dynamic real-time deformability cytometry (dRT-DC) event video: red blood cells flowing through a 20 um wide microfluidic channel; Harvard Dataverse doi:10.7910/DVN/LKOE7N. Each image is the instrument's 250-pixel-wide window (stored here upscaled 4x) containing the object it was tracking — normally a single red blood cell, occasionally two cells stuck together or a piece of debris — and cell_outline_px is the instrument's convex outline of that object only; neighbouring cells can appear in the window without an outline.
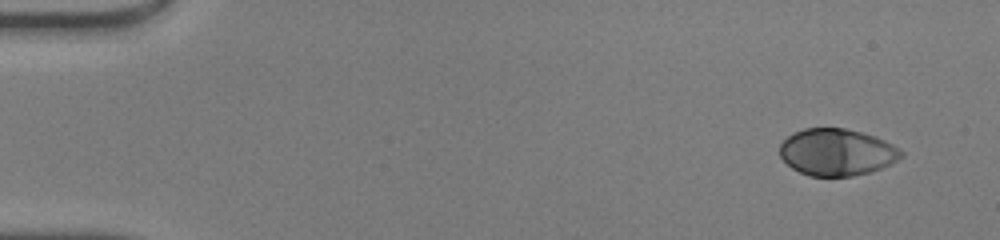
{"species": "human", "species_latin": "Homo sapiens", "temperature_condition": "warm", "stored_images_in_passage": 46, "camera_frame_rate_fps": 3000, "um_per_image_px": 0.085, "donor": {"sex": "male"}, "frame": {"image": 1, "passage_image": 1, "time_ms": 0.0, "image_size_px": [1000, 240], "cell_outline_px": [[904, 156], [880, 168], [868, 172], [852, 176], [808, 176], [792, 168], [780, 156], [780, 144], [792, 132], [804, 128], [844, 128], [876, 136], [892, 144], [904, 152]], "centroid_in_image_um": [71.11, 12.93], "position_along_channel_um": 13.9, "area_um2": 33.06}}
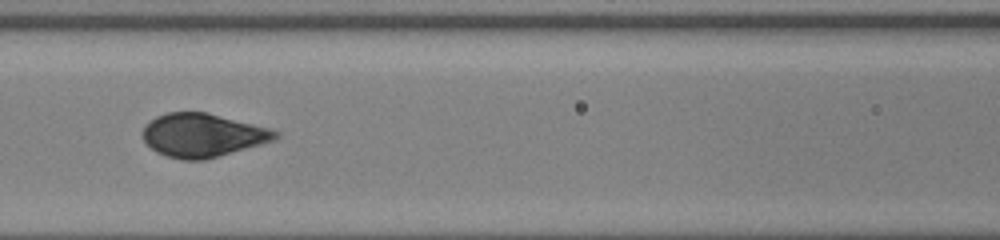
{"frame": {"image": 2, "passage_image": 20, "time_ms": 6.333, "image_size_px": [1000, 240], "cell_outline_px": [[280, 136], [276, 140], [204, 160], [180, 160], [156, 152], [144, 140], [144, 124], [156, 116], [168, 112], [208, 112], [272, 128], [280, 132]], "centroid_in_image_um": [17.27, 11.48], "position_along_channel_um": 149.3, "area_um2": 33.81}}
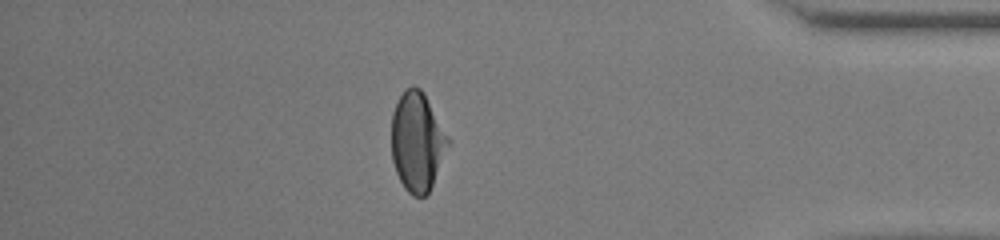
{"frame": {"image": 3, "passage_image": 40, "time_ms": 13.0, "image_size_px": [1000, 240], "cell_outline_px": [[452, 144], [428, 192], [424, 196], [412, 196], [404, 188], [396, 172], [392, 160], [392, 112], [404, 88], [412, 84], [420, 88], [424, 92], [452, 140]], "centroid_in_image_um": [35.5, 12.01], "position_along_channel_um": 399.7, "area_um2": 33.35}, "authors_computed_cell_mechanics": {"area_um2": 33.8997, "velocity_mm_per_s": 4.2615, "shape_relaxation_time_tau1_ms": 3.1702, "shape_relaxation_time_tau2_ms": null, "deformation_change_tau1": 0.1941, "deformation_change_tau2": null}}